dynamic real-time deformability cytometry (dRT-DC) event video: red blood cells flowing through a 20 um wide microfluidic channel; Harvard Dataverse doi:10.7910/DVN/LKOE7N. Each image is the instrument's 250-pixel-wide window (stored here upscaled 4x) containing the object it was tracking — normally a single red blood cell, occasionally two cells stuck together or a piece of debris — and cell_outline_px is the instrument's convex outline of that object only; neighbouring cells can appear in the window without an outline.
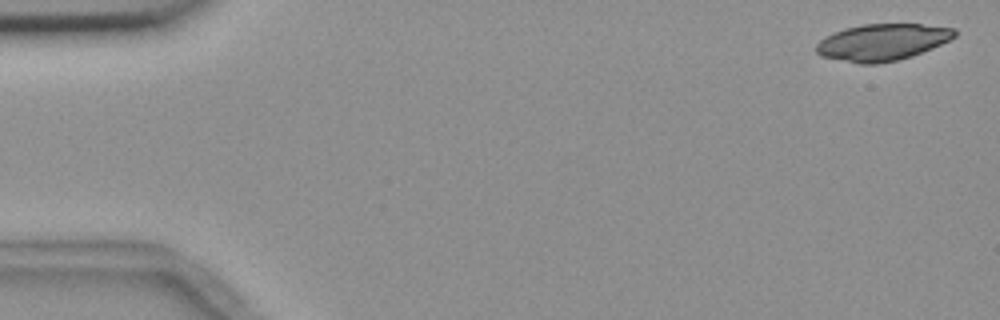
{"species": "common noctule bat (a hibernating species)", "species_latin": "Nyctalus noctula", "temperature_condition": "room temperature", "stored_images_in_passage": 7, "segment_of_instrument_passage": [2, 2], "camera_frame_rate_fps": 3000, "um_per_image_px": 0.085, "animal": {"sex": "female", "body_mass_g": 18.4}, "frame": {"image": 1, "passage_image": 7, "time_ms": 8.667, "image_size_px": [1000, 320], "cell_outline_px": [[956, 36], [932, 48], [912, 56], [896, 60], [876, 64], [860, 64], [820, 56], [816, 52], [816, 44], [820, 40], [844, 28], [864, 24], [920, 24], [956, 28]], "centroid_in_image_um": [74.99, 3.59], "position_along_channel_um": 10.0, "area_um2": 29.42}}